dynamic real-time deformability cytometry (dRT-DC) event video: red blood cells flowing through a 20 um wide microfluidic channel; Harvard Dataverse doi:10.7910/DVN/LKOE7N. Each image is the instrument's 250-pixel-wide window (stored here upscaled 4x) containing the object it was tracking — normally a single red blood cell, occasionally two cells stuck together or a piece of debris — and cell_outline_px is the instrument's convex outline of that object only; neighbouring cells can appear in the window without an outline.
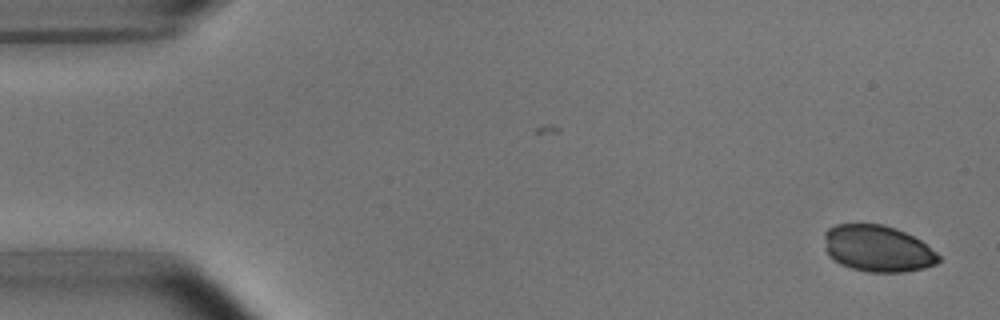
{"species": "common noctule bat (a hibernating species)", "species_latin": "Nyctalus noctula", "temperature_condition": "room temperature", "stored_images_in_passage": 2, "camera_frame_rate_fps": 3000, "um_per_image_px": 0.085, "animal": {"sex": "male", "body_mass_g": 15.6}, "frame": {"image": 1, "passage_image": 2, "time_ms": 0.333, "image_size_px": [1000, 320], "cell_outline_px": [[940, 260], [936, 264], [924, 268], [904, 272], [868, 272], [852, 268], [840, 264], [832, 260], [828, 256], [824, 248], [824, 232], [828, 228], [836, 224], [884, 224], [896, 228], [920, 240], [936, 252], [940, 256]], "centroid_in_image_um": [74.56, 21.13], "position_along_channel_um": 10.4, "area_um2": 31.21}}